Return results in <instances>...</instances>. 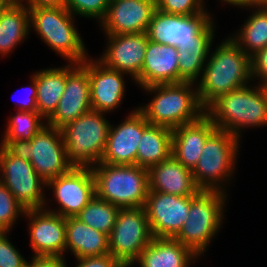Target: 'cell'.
<instances>
[{
  "label": "cell",
  "instance_id": "1",
  "mask_svg": "<svg viewBox=\"0 0 267 267\" xmlns=\"http://www.w3.org/2000/svg\"><path fill=\"white\" fill-rule=\"evenodd\" d=\"M206 61L196 82L198 99L204 108L218 96L246 86L252 80L251 57L230 37L221 41Z\"/></svg>",
  "mask_w": 267,
  "mask_h": 267
},
{
  "label": "cell",
  "instance_id": "2",
  "mask_svg": "<svg viewBox=\"0 0 267 267\" xmlns=\"http://www.w3.org/2000/svg\"><path fill=\"white\" fill-rule=\"evenodd\" d=\"M205 114L217 129L240 139L243 129L267 125V99L259 84H247L218 96L205 108Z\"/></svg>",
  "mask_w": 267,
  "mask_h": 267
},
{
  "label": "cell",
  "instance_id": "3",
  "mask_svg": "<svg viewBox=\"0 0 267 267\" xmlns=\"http://www.w3.org/2000/svg\"><path fill=\"white\" fill-rule=\"evenodd\" d=\"M193 87H197L194 82L144 87L145 92L155 94L149 103L138 109L151 125L172 130L194 122L205 114V108L199 102L197 88Z\"/></svg>",
  "mask_w": 267,
  "mask_h": 267
},
{
  "label": "cell",
  "instance_id": "4",
  "mask_svg": "<svg viewBox=\"0 0 267 267\" xmlns=\"http://www.w3.org/2000/svg\"><path fill=\"white\" fill-rule=\"evenodd\" d=\"M96 196L120 208L144 207L149 170L137 165L97 163L92 168Z\"/></svg>",
  "mask_w": 267,
  "mask_h": 267
},
{
  "label": "cell",
  "instance_id": "5",
  "mask_svg": "<svg viewBox=\"0 0 267 267\" xmlns=\"http://www.w3.org/2000/svg\"><path fill=\"white\" fill-rule=\"evenodd\" d=\"M226 197L224 192L207 190L191 196L188 218L173 239L201 257L224 223Z\"/></svg>",
  "mask_w": 267,
  "mask_h": 267
},
{
  "label": "cell",
  "instance_id": "6",
  "mask_svg": "<svg viewBox=\"0 0 267 267\" xmlns=\"http://www.w3.org/2000/svg\"><path fill=\"white\" fill-rule=\"evenodd\" d=\"M30 28L67 62L82 63L89 56L85 44L75 28V16L66 8L28 7Z\"/></svg>",
  "mask_w": 267,
  "mask_h": 267
},
{
  "label": "cell",
  "instance_id": "7",
  "mask_svg": "<svg viewBox=\"0 0 267 267\" xmlns=\"http://www.w3.org/2000/svg\"><path fill=\"white\" fill-rule=\"evenodd\" d=\"M239 142L240 139L232 133L220 129H216L207 138L197 165L192 170L194 181L200 190L226 193L223 186L227 181L230 182L234 174Z\"/></svg>",
  "mask_w": 267,
  "mask_h": 267
},
{
  "label": "cell",
  "instance_id": "8",
  "mask_svg": "<svg viewBox=\"0 0 267 267\" xmlns=\"http://www.w3.org/2000/svg\"><path fill=\"white\" fill-rule=\"evenodd\" d=\"M104 114L91 110L60 128L73 167L92 168L100 163L111 124Z\"/></svg>",
  "mask_w": 267,
  "mask_h": 267
},
{
  "label": "cell",
  "instance_id": "9",
  "mask_svg": "<svg viewBox=\"0 0 267 267\" xmlns=\"http://www.w3.org/2000/svg\"><path fill=\"white\" fill-rule=\"evenodd\" d=\"M210 13L180 16L156 10L147 29L148 39L184 49L190 44H212L215 25Z\"/></svg>",
  "mask_w": 267,
  "mask_h": 267
},
{
  "label": "cell",
  "instance_id": "10",
  "mask_svg": "<svg viewBox=\"0 0 267 267\" xmlns=\"http://www.w3.org/2000/svg\"><path fill=\"white\" fill-rule=\"evenodd\" d=\"M2 184L8 188L25 210L46 207L43 194L47 182L40 177L29 160L16 148L0 145Z\"/></svg>",
  "mask_w": 267,
  "mask_h": 267
},
{
  "label": "cell",
  "instance_id": "11",
  "mask_svg": "<svg viewBox=\"0 0 267 267\" xmlns=\"http://www.w3.org/2000/svg\"><path fill=\"white\" fill-rule=\"evenodd\" d=\"M153 238L144 207L120 208L108 236L109 252L124 266L131 267Z\"/></svg>",
  "mask_w": 267,
  "mask_h": 267
},
{
  "label": "cell",
  "instance_id": "12",
  "mask_svg": "<svg viewBox=\"0 0 267 267\" xmlns=\"http://www.w3.org/2000/svg\"><path fill=\"white\" fill-rule=\"evenodd\" d=\"M15 148L30 161L37 174L46 182L73 168L68 161L61 130L48 124L31 140L21 142Z\"/></svg>",
  "mask_w": 267,
  "mask_h": 267
},
{
  "label": "cell",
  "instance_id": "13",
  "mask_svg": "<svg viewBox=\"0 0 267 267\" xmlns=\"http://www.w3.org/2000/svg\"><path fill=\"white\" fill-rule=\"evenodd\" d=\"M60 206L58 210L46 209L64 218L76 217L94 198L95 180L91 168L73 167L69 172L47 181Z\"/></svg>",
  "mask_w": 267,
  "mask_h": 267
},
{
  "label": "cell",
  "instance_id": "14",
  "mask_svg": "<svg viewBox=\"0 0 267 267\" xmlns=\"http://www.w3.org/2000/svg\"><path fill=\"white\" fill-rule=\"evenodd\" d=\"M91 110L88 58L82 63L68 62L64 92L46 124L60 129Z\"/></svg>",
  "mask_w": 267,
  "mask_h": 267
},
{
  "label": "cell",
  "instance_id": "15",
  "mask_svg": "<svg viewBox=\"0 0 267 267\" xmlns=\"http://www.w3.org/2000/svg\"><path fill=\"white\" fill-rule=\"evenodd\" d=\"M191 196L149 191L144 205L153 237L173 238L188 218Z\"/></svg>",
  "mask_w": 267,
  "mask_h": 267
},
{
  "label": "cell",
  "instance_id": "16",
  "mask_svg": "<svg viewBox=\"0 0 267 267\" xmlns=\"http://www.w3.org/2000/svg\"><path fill=\"white\" fill-rule=\"evenodd\" d=\"M150 125L138 109L125 117L119 125L110 124L102 163L136 165V154L143 131Z\"/></svg>",
  "mask_w": 267,
  "mask_h": 267
},
{
  "label": "cell",
  "instance_id": "17",
  "mask_svg": "<svg viewBox=\"0 0 267 267\" xmlns=\"http://www.w3.org/2000/svg\"><path fill=\"white\" fill-rule=\"evenodd\" d=\"M30 245L33 256L64 257L66 248V218L42 209L26 210Z\"/></svg>",
  "mask_w": 267,
  "mask_h": 267
},
{
  "label": "cell",
  "instance_id": "18",
  "mask_svg": "<svg viewBox=\"0 0 267 267\" xmlns=\"http://www.w3.org/2000/svg\"><path fill=\"white\" fill-rule=\"evenodd\" d=\"M156 10L155 0H110L99 25L105 35L146 33Z\"/></svg>",
  "mask_w": 267,
  "mask_h": 267
},
{
  "label": "cell",
  "instance_id": "19",
  "mask_svg": "<svg viewBox=\"0 0 267 267\" xmlns=\"http://www.w3.org/2000/svg\"><path fill=\"white\" fill-rule=\"evenodd\" d=\"M108 36V37H107ZM107 43L99 61L135 80L141 73L148 45L147 33L106 35Z\"/></svg>",
  "mask_w": 267,
  "mask_h": 267
},
{
  "label": "cell",
  "instance_id": "20",
  "mask_svg": "<svg viewBox=\"0 0 267 267\" xmlns=\"http://www.w3.org/2000/svg\"><path fill=\"white\" fill-rule=\"evenodd\" d=\"M91 109L102 113L119 108L125 94V73L88 58Z\"/></svg>",
  "mask_w": 267,
  "mask_h": 267
},
{
  "label": "cell",
  "instance_id": "21",
  "mask_svg": "<svg viewBox=\"0 0 267 267\" xmlns=\"http://www.w3.org/2000/svg\"><path fill=\"white\" fill-rule=\"evenodd\" d=\"M178 48L148 40L141 73L134 80L139 87L179 83Z\"/></svg>",
  "mask_w": 267,
  "mask_h": 267
},
{
  "label": "cell",
  "instance_id": "22",
  "mask_svg": "<svg viewBox=\"0 0 267 267\" xmlns=\"http://www.w3.org/2000/svg\"><path fill=\"white\" fill-rule=\"evenodd\" d=\"M217 129L203 114L198 120L172 130V155L191 171L196 167L207 138Z\"/></svg>",
  "mask_w": 267,
  "mask_h": 267
},
{
  "label": "cell",
  "instance_id": "23",
  "mask_svg": "<svg viewBox=\"0 0 267 267\" xmlns=\"http://www.w3.org/2000/svg\"><path fill=\"white\" fill-rule=\"evenodd\" d=\"M149 191L194 196L200 189L194 181L192 171L171 155L149 169Z\"/></svg>",
  "mask_w": 267,
  "mask_h": 267
},
{
  "label": "cell",
  "instance_id": "24",
  "mask_svg": "<svg viewBox=\"0 0 267 267\" xmlns=\"http://www.w3.org/2000/svg\"><path fill=\"white\" fill-rule=\"evenodd\" d=\"M198 256L173 238H153L134 262L140 267H189Z\"/></svg>",
  "mask_w": 267,
  "mask_h": 267
},
{
  "label": "cell",
  "instance_id": "25",
  "mask_svg": "<svg viewBox=\"0 0 267 267\" xmlns=\"http://www.w3.org/2000/svg\"><path fill=\"white\" fill-rule=\"evenodd\" d=\"M76 259L102 256L109 252L108 235L84 224L77 217L66 218V248Z\"/></svg>",
  "mask_w": 267,
  "mask_h": 267
},
{
  "label": "cell",
  "instance_id": "26",
  "mask_svg": "<svg viewBox=\"0 0 267 267\" xmlns=\"http://www.w3.org/2000/svg\"><path fill=\"white\" fill-rule=\"evenodd\" d=\"M30 30L27 5L14 0L11 4L0 7V56L13 52L16 46L28 38Z\"/></svg>",
  "mask_w": 267,
  "mask_h": 267
},
{
  "label": "cell",
  "instance_id": "27",
  "mask_svg": "<svg viewBox=\"0 0 267 267\" xmlns=\"http://www.w3.org/2000/svg\"><path fill=\"white\" fill-rule=\"evenodd\" d=\"M172 155V129L149 125L142 133L137 148L136 165L150 169Z\"/></svg>",
  "mask_w": 267,
  "mask_h": 267
},
{
  "label": "cell",
  "instance_id": "28",
  "mask_svg": "<svg viewBox=\"0 0 267 267\" xmlns=\"http://www.w3.org/2000/svg\"><path fill=\"white\" fill-rule=\"evenodd\" d=\"M67 78V65L47 68L36 72L37 112L46 121L56 110L64 92Z\"/></svg>",
  "mask_w": 267,
  "mask_h": 267
},
{
  "label": "cell",
  "instance_id": "29",
  "mask_svg": "<svg viewBox=\"0 0 267 267\" xmlns=\"http://www.w3.org/2000/svg\"><path fill=\"white\" fill-rule=\"evenodd\" d=\"M236 35L229 36L247 55L267 46V4H257ZM257 9V10H256Z\"/></svg>",
  "mask_w": 267,
  "mask_h": 267
},
{
  "label": "cell",
  "instance_id": "30",
  "mask_svg": "<svg viewBox=\"0 0 267 267\" xmlns=\"http://www.w3.org/2000/svg\"><path fill=\"white\" fill-rule=\"evenodd\" d=\"M38 112L19 111L9 118L0 145L15 148L24 141L31 140L46 122Z\"/></svg>",
  "mask_w": 267,
  "mask_h": 267
},
{
  "label": "cell",
  "instance_id": "31",
  "mask_svg": "<svg viewBox=\"0 0 267 267\" xmlns=\"http://www.w3.org/2000/svg\"><path fill=\"white\" fill-rule=\"evenodd\" d=\"M119 211L120 207L95 195L76 217L84 224L109 236Z\"/></svg>",
  "mask_w": 267,
  "mask_h": 267
},
{
  "label": "cell",
  "instance_id": "32",
  "mask_svg": "<svg viewBox=\"0 0 267 267\" xmlns=\"http://www.w3.org/2000/svg\"><path fill=\"white\" fill-rule=\"evenodd\" d=\"M212 44H190L178 49L179 83H196L203 72Z\"/></svg>",
  "mask_w": 267,
  "mask_h": 267
},
{
  "label": "cell",
  "instance_id": "33",
  "mask_svg": "<svg viewBox=\"0 0 267 267\" xmlns=\"http://www.w3.org/2000/svg\"><path fill=\"white\" fill-rule=\"evenodd\" d=\"M13 194L3 184L0 185V232H11L17 218L25 213ZM11 229V230H10Z\"/></svg>",
  "mask_w": 267,
  "mask_h": 267
},
{
  "label": "cell",
  "instance_id": "34",
  "mask_svg": "<svg viewBox=\"0 0 267 267\" xmlns=\"http://www.w3.org/2000/svg\"><path fill=\"white\" fill-rule=\"evenodd\" d=\"M110 0H66V9L74 16L93 18L100 22L104 19Z\"/></svg>",
  "mask_w": 267,
  "mask_h": 267
},
{
  "label": "cell",
  "instance_id": "35",
  "mask_svg": "<svg viewBox=\"0 0 267 267\" xmlns=\"http://www.w3.org/2000/svg\"><path fill=\"white\" fill-rule=\"evenodd\" d=\"M155 1H156V9L166 14L193 16L201 13H207L203 0H155Z\"/></svg>",
  "mask_w": 267,
  "mask_h": 267
},
{
  "label": "cell",
  "instance_id": "36",
  "mask_svg": "<svg viewBox=\"0 0 267 267\" xmlns=\"http://www.w3.org/2000/svg\"><path fill=\"white\" fill-rule=\"evenodd\" d=\"M8 232H0V267H23L29 261L19 253L8 239Z\"/></svg>",
  "mask_w": 267,
  "mask_h": 267
},
{
  "label": "cell",
  "instance_id": "37",
  "mask_svg": "<svg viewBox=\"0 0 267 267\" xmlns=\"http://www.w3.org/2000/svg\"><path fill=\"white\" fill-rule=\"evenodd\" d=\"M252 80H259L258 84L267 82V46L251 57Z\"/></svg>",
  "mask_w": 267,
  "mask_h": 267
},
{
  "label": "cell",
  "instance_id": "38",
  "mask_svg": "<svg viewBox=\"0 0 267 267\" xmlns=\"http://www.w3.org/2000/svg\"><path fill=\"white\" fill-rule=\"evenodd\" d=\"M77 261L79 263L75 267H129L124 266L110 253L102 256L83 257Z\"/></svg>",
  "mask_w": 267,
  "mask_h": 267
},
{
  "label": "cell",
  "instance_id": "39",
  "mask_svg": "<svg viewBox=\"0 0 267 267\" xmlns=\"http://www.w3.org/2000/svg\"><path fill=\"white\" fill-rule=\"evenodd\" d=\"M30 91L24 88L26 91H29V96L23 100H18L17 103L20 104L19 111H27V112H37V104H36V98H37V86H36V73H34L31 77V85H30Z\"/></svg>",
  "mask_w": 267,
  "mask_h": 267
},
{
  "label": "cell",
  "instance_id": "40",
  "mask_svg": "<svg viewBox=\"0 0 267 267\" xmlns=\"http://www.w3.org/2000/svg\"><path fill=\"white\" fill-rule=\"evenodd\" d=\"M29 263L33 267H67L65 258L59 256H32Z\"/></svg>",
  "mask_w": 267,
  "mask_h": 267
},
{
  "label": "cell",
  "instance_id": "41",
  "mask_svg": "<svg viewBox=\"0 0 267 267\" xmlns=\"http://www.w3.org/2000/svg\"><path fill=\"white\" fill-rule=\"evenodd\" d=\"M28 7H50V8H65L66 0H17ZM24 1V2H23Z\"/></svg>",
  "mask_w": 267,
  "mask_h": 267
},
{
  "label": "cell",
  "instance_id": "42",
  "mask_svg": "<svg viewBox=\"0 0 267 267\" xmlns=\"http://www.w3.org/2000/svg\"><path fill=\"white\" fill-rule=\"evenodd\" d=\"M221 2L245 9H248V7L252 9V6L256 5L252 0H221Z\"/></svg>",
  "mask_w": 267,
  "mask_h": 267
},
{
  "label": "cell",
  "instance_id": "43",
  "mask_svg": "<svg viewBox=\"0 0 267 267\" xmlns=\"http://www.w3.org/2000/svg\"><path fill=\"white\" fill-rule=\"evenodd\" d=\"M14 0H0V7L7 6L11 4Z\"/></svg>",
  "mask_w": 267,
  "mask_h": 267
},
{
  "label": "cell",
  "instance_id": "44",
  "mask_svg": "<svg viewBox=\"0 0 267 267\" xmlns=\"http://www.w3.org/2000/svg\"><path fill=\"white\" fill-rule=\"evenodd\" d=\"M262 90L264 91L265 97L267 99V82L260 84Z\"/></svg>",
  "mask_w": 267,
  "mask_h": 267
},
{
  "label": "cell",
  "instance_id": "45",
  "mask_svg": "<svg viewBox=\"0 0 267 267\" xmlns=\"http://www.w3.org/2000/svg\"><path fill=\"white\" fill-rule=\"evenodd\" d=\"M256 5L257 4H267V0H252Z\"/></svg>",
  "mask_w": 267,
  "mask_h": 267
},
{
  "label": "cell",
  "instance_id": "46",
  "mask_svg": "<svg viewBox=\"0 0 267 267\" xmlns=\"http://www.w3.org/2000/svg\"><path fill=\"white\" fill-rule=\"evenodd\" d=\"M2 184V172H1V164H0V185Z\"/></svg>",
  "mask_w": 267,
  "mask_h": 267
},
{
  "label": "cell",
  "instance_id": "47",
  "mask_svg": "<svg viewBox=\"0 0 267 267\" xmlns=\"http://www.w3.org/2000/svg\"><path fill=\"white\" fill-rule=\"evenodd\" d=\"M23 267H33V266L28 262Z\"/></svg>",
  "mask_w": 267,
  "mask_h": 267
}]
</instances>
